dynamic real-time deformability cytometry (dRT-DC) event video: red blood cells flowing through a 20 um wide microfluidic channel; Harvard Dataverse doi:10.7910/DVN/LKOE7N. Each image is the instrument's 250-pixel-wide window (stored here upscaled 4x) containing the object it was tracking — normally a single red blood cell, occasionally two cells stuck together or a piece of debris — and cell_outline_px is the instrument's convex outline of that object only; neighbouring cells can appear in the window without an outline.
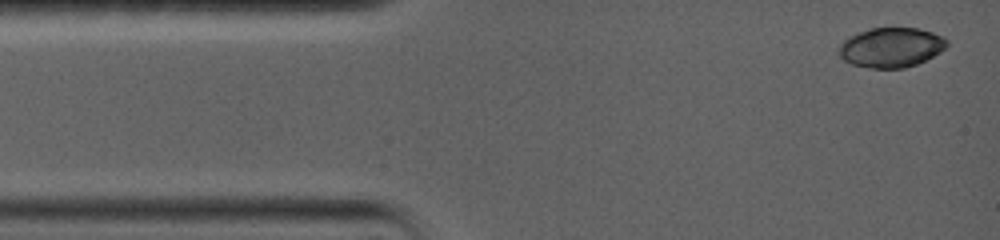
{"species": "common noctule bat (a hibernating species)", "species_latin": "Nyctalus noctula", "temperature_condition": "warm", "stored_images_in_passage": 7, "camera_frame_rate_fps": 5000, "um_per_image_px": 0.085, "animal": {"sex": "female", "body_mass_g": 19.0, "forearm_length_mm": 56.7}, "frame": {"image": 1, "passage_image": 1, "time_ms": 0.0, "image_size_px": [1000, 240], "cell_outline_px": [[948, 44], [940, 52], [916, 64], [904, 68], [868, 68], [852, 64], [844, 60], [840, 56], [840, 44], [848, 36], [868, 28], [920, 28], [944, 36], [948, 40]], "centroid_in_image_um": [75.75, 4.02], "position_along_channel_um": 9.3, "area_um2": 25.03}}
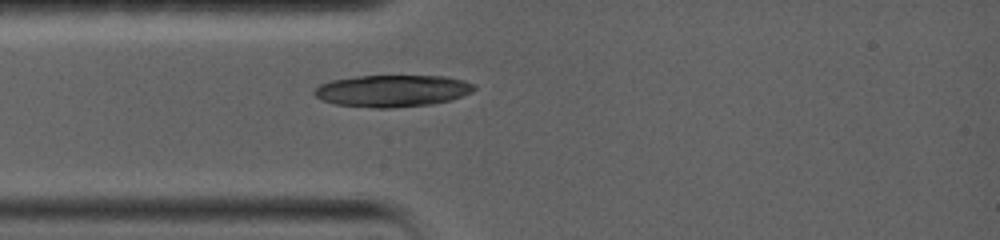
{"frame": {"image": 2, "passage_image": 4, "time_ms": 3.0, "image_size_px": [1000, 240], "cell_outline_px": [[476, 88], [472, 92], [452, 100], [432, 104], [392, 108], [372, 108], [336, 104], [324, 100], [316, 96], [312, 92], [320, 84], [332, 80], [356, 76], [444, 76], [464, 80], [476, 84]], "centroid_in_image_um": [33.39, 7.72], "position_along_channel_um": 51.6, "area_um2": 29.82}}
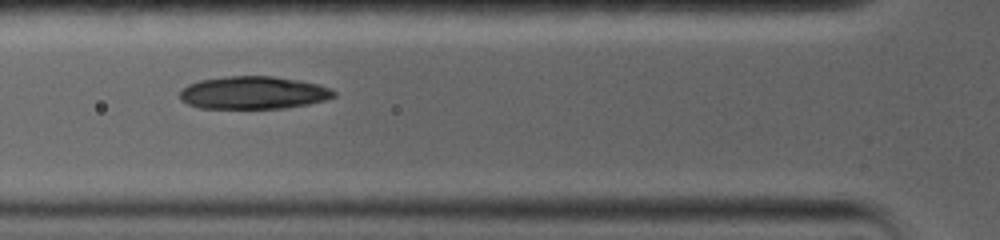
{"frame": {"image": 3, "passage_image": 6, "time_ms": 4.4, "image_size_px": [1000, 240], "cell_outline_px": [[336, 96], [324, 100], [308, 104], [284, 108], [200, 108], [188, 104], [180, 100], [180, 92], [188, 84], [200, 80], [228, 76], [272, 76], [300, 80], [320, 84], [332, 88], [336, 92]], "centroid_in_image_um": [21.57, 7.88], "position_along_channel_um": 104.2, "area_um2": 29.48}}